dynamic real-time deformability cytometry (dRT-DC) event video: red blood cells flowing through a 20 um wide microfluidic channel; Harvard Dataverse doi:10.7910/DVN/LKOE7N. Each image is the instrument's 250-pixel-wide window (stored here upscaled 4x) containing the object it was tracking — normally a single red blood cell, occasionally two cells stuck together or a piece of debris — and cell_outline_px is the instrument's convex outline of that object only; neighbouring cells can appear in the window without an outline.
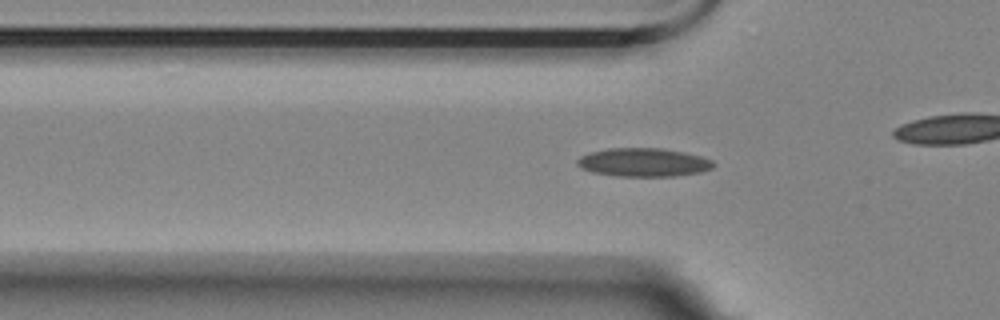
{"species": "Egyptian fruit bat (a non-hibernating species)", "species_latin": "Rousettus aegyptiacus", "temperature_condition": "room temperature", "stored_images_in_passage": 45, "camera_frame_rate_fps": 3000, "um_per_image_px": 0.085, "animal": {"sex": "female"}, "frame": {"image": 1, "passage_image": 15, "time_ms": 4.667, "image_size_px": [1000, 320], "cell_outline_px": [[716, 164], [712, 168], [700, 172], [676, 176], [616, 176], [592, 172], [580, 168], [576, 164], [576, 160], [580, 156], [592, 152], [608, 148], [660, 148], [684, 152], [700, 156], [712, 160]], "centroid_in_image_um": [54.68, 13.8], "position_along_channel_um": 71.1, "area_um2": 22.66}}
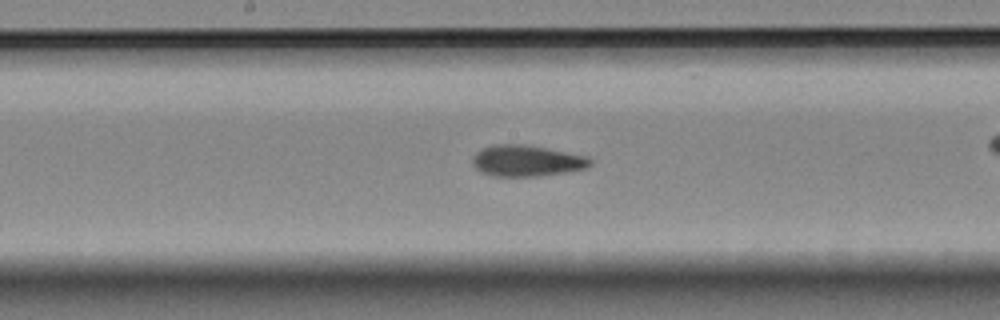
{"frame": {"image": 2, "passage_image": 26, "time_ms": 8.333, "image_size_px": [1000, 320], "cell_outline_px": [[592, 164], [584, 168], [568, 172], [540, 176], [492, 176], [480, 172], [472, 164], [472, 156], [480, 148], [492, 144], [528, 144], [588, 156], [592, 160]], "centroid_in_image_um": [44.74, 13.65], "position_along_channel_um": 203.5, "area_um2": 21.79}}
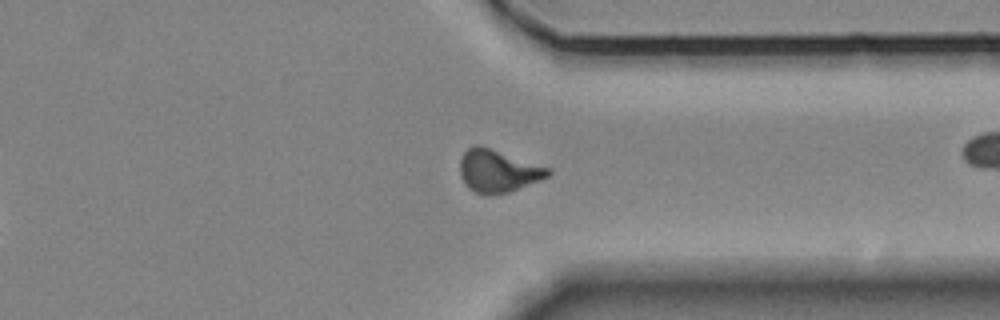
{"frame": {"image": 3, "passage_image": 40, "time_ms": 13.0, "image_size_px": [1000, 320], "cell_outline_px": [[552, 172], [548, 176], [540, 180], [508, 192], [492, 196], [476, 192], [468, 188], [464, 184], [460, 176], [460, 160], [464, 152], [472, 144], [480, 144], [548, 168]], "centroid_in_image_um": [42.27, 14.53], "position_along_channel_um": 369.1, "area_um2": 21.79}, "authors_computed_cell_mechanics": {"area_um2": 20.9814, "velocity_mm_per_s": 3.5722, "shape_relaxation_time_tau1_ms": 7.824, "shape_relaxation_time_tau2_ms": 1.8705, "deformation_change_tau1": 0.1859, "deformation_change_tau2": 0.0913}}